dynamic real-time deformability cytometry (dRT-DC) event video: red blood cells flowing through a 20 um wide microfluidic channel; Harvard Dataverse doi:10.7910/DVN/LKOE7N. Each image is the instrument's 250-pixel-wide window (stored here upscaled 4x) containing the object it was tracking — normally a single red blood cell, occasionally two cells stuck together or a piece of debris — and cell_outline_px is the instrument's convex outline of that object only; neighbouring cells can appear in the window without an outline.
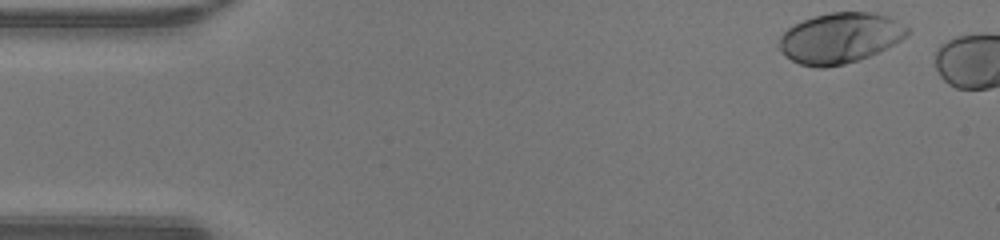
{"species": "human", "species_latin": "Homo sapiens", "temperature_condition": "warm", "stored_images_in_passage": 5, "camera_frame_rate_fps": 3000, "um_per_image_px": 0.085, "donor": {"sex": "male"}, "frame": {"image": 1, "passage_image": 1, "time_ms": 0.0, "image_size_px": [1000, 240], "cell_outline_px": [[908, 36], [868, 56], [844, 64], [824, 68], [816, 68], [800, 64], [792, 60], [776, 48], [780, 36], [788, 28], [812, 16], [832, 12], [876, 12], [888, 16], [904, 24], [908, 28]], "centroid_in_image_um": [71.37, 3.22], "position_along_channel_um": 13.6, "area_um2": 37.63}}